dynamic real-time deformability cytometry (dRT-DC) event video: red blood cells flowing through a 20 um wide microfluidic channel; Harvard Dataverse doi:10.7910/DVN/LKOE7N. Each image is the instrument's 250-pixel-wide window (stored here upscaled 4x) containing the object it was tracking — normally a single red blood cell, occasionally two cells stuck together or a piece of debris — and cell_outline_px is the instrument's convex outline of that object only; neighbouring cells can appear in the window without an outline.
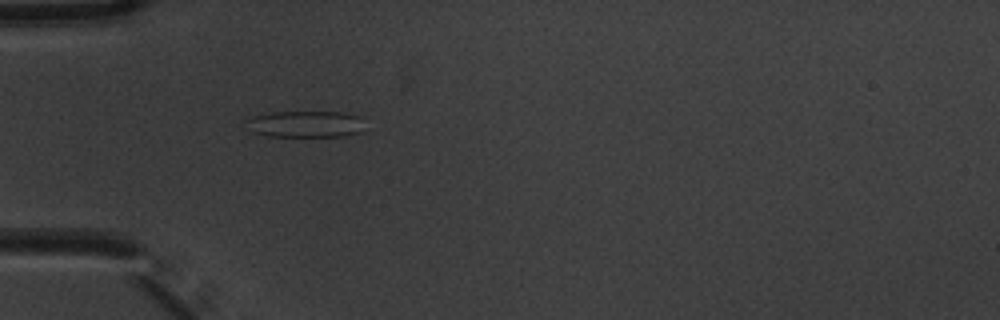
{"species": "common noctule bat (a hibernating species)", "species_latin": "Nyctalus noctula", "temperature_condition": "warm", "stored_images_in_passage": 4, "camera_frame_rate_fps": 3000, "um_per_image_px": 0.085, "animal": {"sex": "male", "body_mass_g": 20.1, "forearm_length_mm": 53.5}, "frame": {"image": 1, "passage_image": 4, "time_ms": 1.0, "image_size_px": [1000, 320], "cell_outline_px": [[364, 132], [344, 136], [268, 136], [252, 132], [244, 120], [256, 116], [272, 112], [340, 112], [360, 116]], "centroid_in_image_um": [25.99, 10.55], "position_along_channel_um": 59.0, "area_um2": 18.32}}